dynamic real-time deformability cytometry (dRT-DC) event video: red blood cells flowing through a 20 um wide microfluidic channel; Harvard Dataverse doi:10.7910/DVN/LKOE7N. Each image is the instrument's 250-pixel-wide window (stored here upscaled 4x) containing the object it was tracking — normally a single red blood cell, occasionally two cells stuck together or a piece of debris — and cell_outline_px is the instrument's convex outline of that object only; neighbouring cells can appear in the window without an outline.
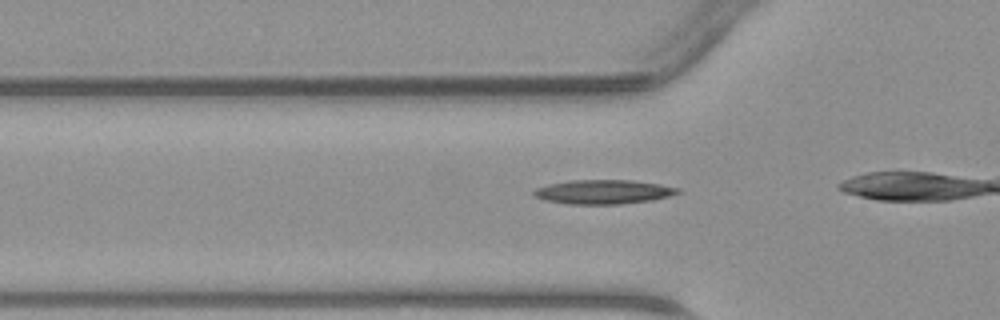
{"species": "common noctule bat (a hibernating species)", "species_latin": "Nyctalus noctula", "temperature_condition": "warm", "stored_images_in_passage": 7, "camera_frame_rate_fps": 3000, "um_per_image_px": 0.085, "animal": {"sex": "male", "body_mass_g": 23.1, "forearm_length_mm": 52.7}, "frame": {"image": 1, "passage_image": 3, "time_ms": 0.667, "image_size_px": [1000, 320], "cell_outline_px": [[680, 192], [668, 196], [652, 200], [620, 204], [568, 204], [544, 200], [532, 196], [532, 192], [536, 188], [548, 184], [572, 180], [632, 180], [660, 184], [680, 188]], "centroid_in_image_um": [51.25, 16.31], "position_along_channel_um": 74.5, "area_um2": 20.35}}
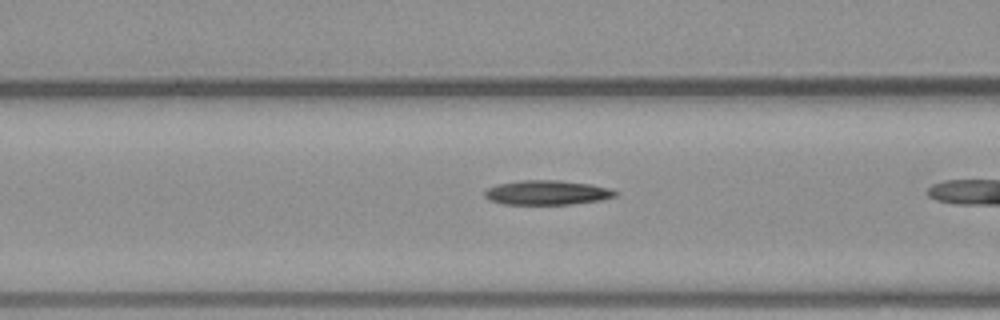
{"frame": {"image": 2, "passage_image": 6, "time_ms": 1.667, "image_size_px": [1000, 320], "cell_outline_px": [[616, 196], [600, 200], [572, 204], [504, 204], [488, 200], [484, 196], [484, 192], [488, 188], [500, 184], [520, 180], [556, 180], [588, 184], [608, 188], [616, 192]], "centroid_in_image_um": [46.46, 16.37], "position_along_channel_um": 120.1, "area_um2": 18.38}}